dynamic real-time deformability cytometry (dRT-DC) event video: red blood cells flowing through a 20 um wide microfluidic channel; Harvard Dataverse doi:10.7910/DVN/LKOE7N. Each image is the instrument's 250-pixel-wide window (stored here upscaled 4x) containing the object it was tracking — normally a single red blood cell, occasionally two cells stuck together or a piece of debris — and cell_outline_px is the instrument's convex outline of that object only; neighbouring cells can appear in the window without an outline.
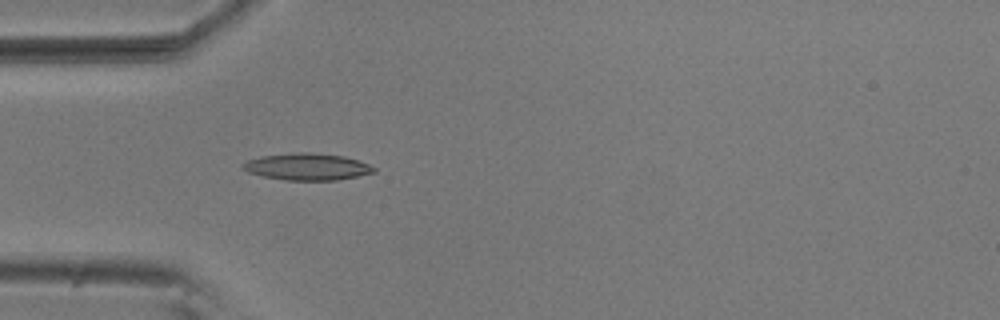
{"species": "common noctule bat (a hibernating species)", "species_latin": "Nyctalus noctula", "temperature_condition": "room temperature", "stored_images_in_passage": 1, "camera_frame_rate_fps": 3000, "um_per_image_px": 0.085, "animal": {"sex": "male", "body_mass_g": 20.5, "forearm_length_mm": 52.5}, "frame": {"image": 1, "passage_image": 1, "time_ms": 0.0, "image_size_px": [1000, 320], "cell_outline_px": [[376, 172], [336, 180], [284, 180], [264, 176], [248, 172], [240, 164], [248, 160], [260, 156], [296, 152], [312, 152], [344, 156], [368, 164], [376, 168]], "centroid_in_image_um": [26.1, 14.16], "position_along_channel_um": 58.9, "area_um2": 20.4}}